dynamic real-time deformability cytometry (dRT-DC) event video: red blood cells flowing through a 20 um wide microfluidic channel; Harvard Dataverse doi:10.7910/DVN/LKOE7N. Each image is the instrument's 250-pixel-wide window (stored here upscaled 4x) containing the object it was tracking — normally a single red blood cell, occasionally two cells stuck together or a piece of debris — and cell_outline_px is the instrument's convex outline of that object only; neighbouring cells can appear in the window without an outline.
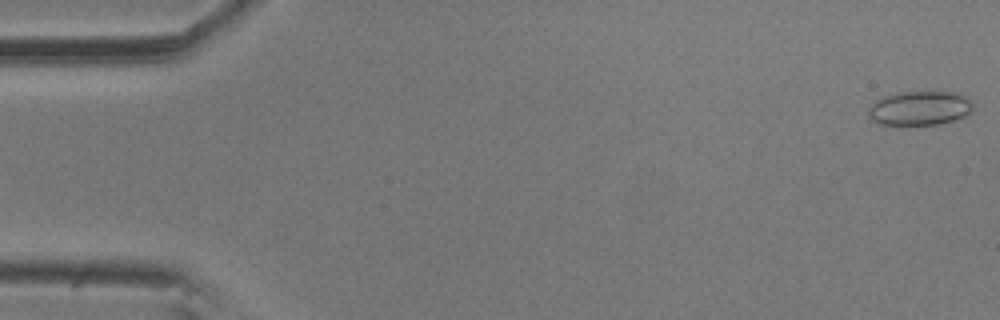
{"species": "common noctule bat (a hibernating species)", "species_latin": "Nyctalus noctula", "temperature_condition": "room temperature", "stored_images_in_passage": 12, "camera_frame_rate_fps": 3000, "um_per_image_px": 0.085, "animal": {"sex": "male", "body_mass_g": 20.5, "forearm_length_mm": 52.5}, "frame": {"image": 1, "passage_image": 1, "time_ms": 0.0, "image_size_px": [1000, 320], "cell_outline_px": [[972, 108], [964, 116], [956, 120], [940, 124], [880, 124], [872, 120], [868, 116], [868, 108], [876, 100], [884, 96], [896, 92], [952, 92], [964, 96], [972, 104]], "centroid_in_image_um": [78.13, 9.19], "position_along_channel_um": 6.9, "area_um2": 20.63}}